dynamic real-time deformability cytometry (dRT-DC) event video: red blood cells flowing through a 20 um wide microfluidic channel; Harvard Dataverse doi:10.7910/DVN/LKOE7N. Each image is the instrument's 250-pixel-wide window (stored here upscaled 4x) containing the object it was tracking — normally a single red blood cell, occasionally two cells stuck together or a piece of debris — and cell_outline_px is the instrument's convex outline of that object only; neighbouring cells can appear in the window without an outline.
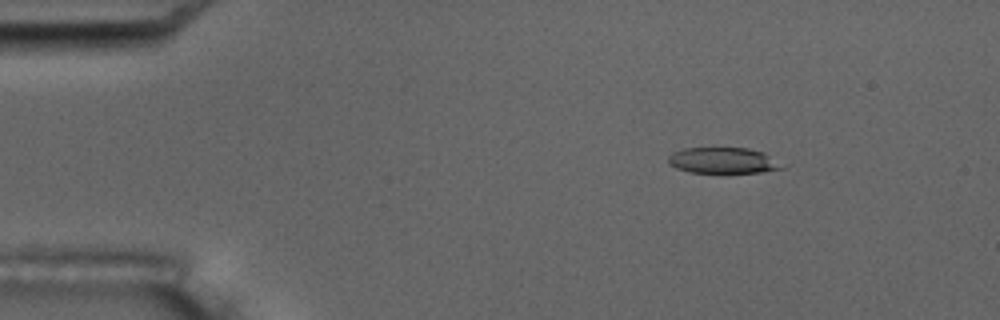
{"species": "common noctule bat (a hibernating species)", "species_latin": "Nyctalus noctula", "temperature_condition": "room temperature", "stored_images_in_passage": 3, "camera_frame_rate_fps": 3000, "um_per_image_px": 0.085, "animal": {"sex": "male", "body_mass_g": 17.5, "forearm_length_mm": 52.3}, "frame": {"image": 1, "passage_image": 2, "time_ms": 2.667, "image_size_px": [1000, 320], "cell_outline_px": [[788, 164], [784, 168], [760, 172], [692, 172], [676, 168], [668, 164], [668, 156], [672, 152], [680, 148], [748, 148], [764, 152]], "centroid_in_image_um": [61.52, 13.63], "position_along_channel_um": 23.5, "area_um2": 17.46}}